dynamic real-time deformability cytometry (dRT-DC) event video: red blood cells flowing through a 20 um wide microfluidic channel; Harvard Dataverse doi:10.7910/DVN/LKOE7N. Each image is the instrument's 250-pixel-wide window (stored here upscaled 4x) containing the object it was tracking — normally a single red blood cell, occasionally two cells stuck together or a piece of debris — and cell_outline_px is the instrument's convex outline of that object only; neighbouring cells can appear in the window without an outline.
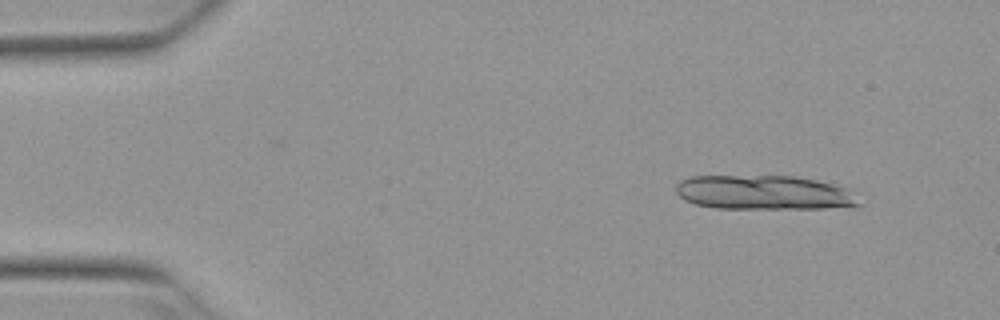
{"species": "Egyptian fruit bat (a non-hibernating species)", "species_latin": "Rousettus aegyptiacus", "temperature_condition": "warm", "stored_images_in_passage": 3, "segment_of_instrument_passage": [2, 2], "camera_frame_rate_fps": 3000, "um_per_image_px": 0.085, "animal": {"sex": "female"}, "frame": {"image": 1, "passage_image": 3, "time_ms": 0.667, "image_size_px": [1000, 320], "cell_outline_px": [[860, 204], [824, 208], [716, 208], [696, 204], [684, 200], [676, 192], [676, 184], [680, 180], [692, 176], [792, 176], [816, 180], [832, 184], [844, 188]], "centroid_in_image_um": [64.8, 16.36], "position_along_channel_um": 20.2, "area_um2": 35.95}}